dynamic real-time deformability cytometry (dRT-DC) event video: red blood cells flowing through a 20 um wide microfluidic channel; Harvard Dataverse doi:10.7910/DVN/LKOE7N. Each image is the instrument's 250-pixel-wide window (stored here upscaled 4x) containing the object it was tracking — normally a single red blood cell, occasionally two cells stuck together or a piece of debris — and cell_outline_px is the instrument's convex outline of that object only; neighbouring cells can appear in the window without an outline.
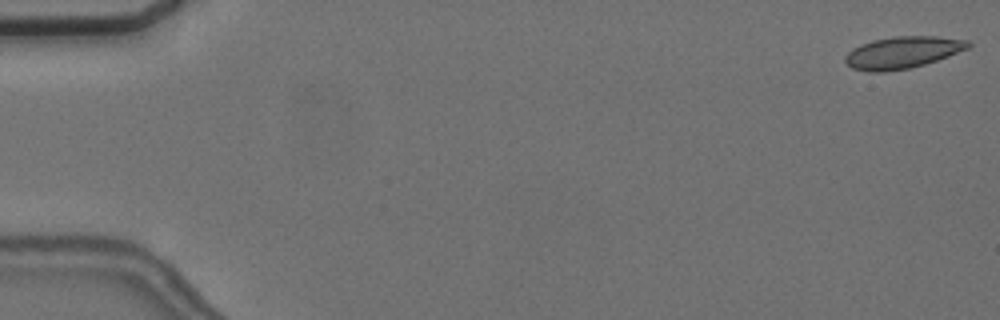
{"species": "common noctule bat (a hibernating species)", "species_latin": "Nyctalus noctula", "temperature_condition": "cold", "stored_images_in_passage": 20, "camera_frame_rate_fps": 3000, "um_per_image_px": 0.085, "animal": {"sex": "female", "body_mass_g": 24.6, "forearm_length_mm": 56.2}, "frame": {"image": 1, "passage_image": 1, "time_ms": 0.0, "image_size_px": [1000, 320], "cell_outline_px": [[972, 44], [968, 48], [948, 56], [924, 64], [908, 68], [884, 72], [868, 72], [852, 68], [844, 60], [844, 56], [852, 48], [860, 44], [872, 40], [896, 36], [936, 36], [968, 40]], "centroid_in_image_um": [76.68, 4.45], "position_along_channel_um": 8.3, "area_um2": 22.83}}
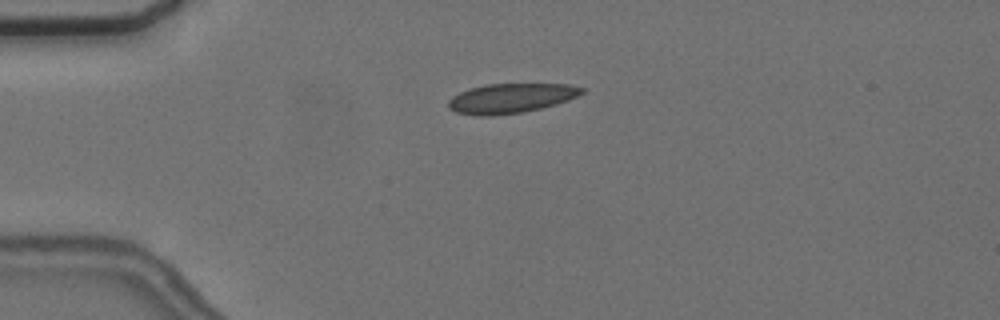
{"frame": {"image": 2, "passage_image": 14, "time_ms": 4.333, "image_size_px": [1000, 320], "cell_outline_px": [[584, 92], [568, 100], [556, 104], [524, 112], [492, 116], [476, 116], [456, 112], [448, 108], [448, 100], [452, 96], [468, 88], [484, 84], [568, 84], [584, 88]], "centroid_in_image_um": [43.38, 8.35], "position_along_channel_um": 41.6, "area_um2": 23.18}}